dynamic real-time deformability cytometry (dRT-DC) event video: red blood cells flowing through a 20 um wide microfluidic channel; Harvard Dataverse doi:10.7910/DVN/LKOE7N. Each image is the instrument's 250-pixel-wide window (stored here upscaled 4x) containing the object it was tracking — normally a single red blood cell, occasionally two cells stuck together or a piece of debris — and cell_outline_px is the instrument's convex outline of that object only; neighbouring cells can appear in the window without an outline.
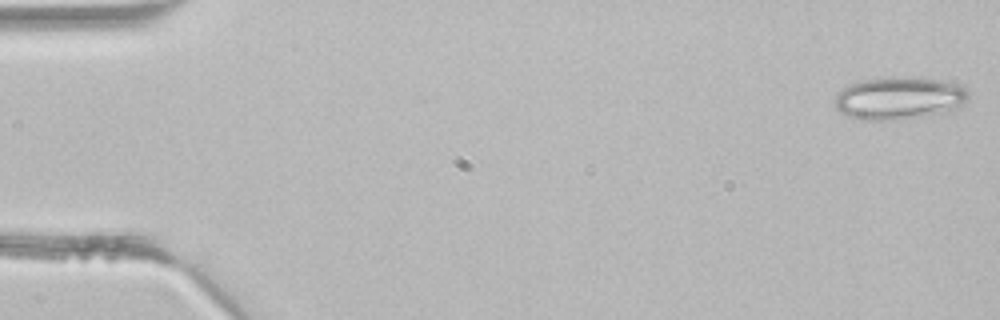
{"species": "common noctule bat (a hibernating species)", "species_latin": "Nyctalus noctula", "temperature_condition": "room temperature", "stored_images_in_passage": 43, "camera_frame_rate_fps": 3000, "um_per_image_px": 0.085, "animal": {"sex": "male", "body_mass_g": 21.5, "forearm_length_mm": 52.0}, "frame": {"image": 1, "passage_image": 1, "time_ms": 0.0, "image_size_px": [1000, 320], "cell_outline_px": [[968, 96], [964, 104], [956, 108], [940, 112], [900, 120], [864, 120], [848, 116], [840, 112], [836, 108], [836, 92], [852, 84], [864, 80], [888, 76], [912, 76], [940, 80], [956, 84], [964, 88], [968, 92]], "centroid_in_image_um": [76.4, 8.33], "position_along_channel_um": 8.6, "area_um2": 33.06}}
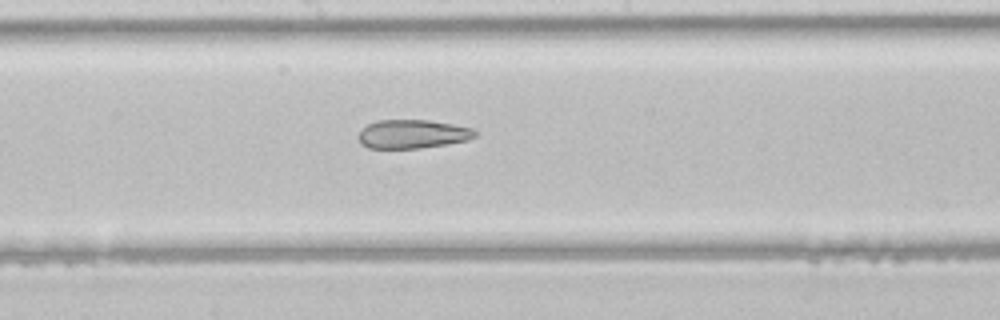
{"frame": {"image": 2, "passage_image": 23, "time_ms": 7.333, "image_size_px": [1000, 320], "cell_outline_px": [[476, 136], [468, 140], [448, 144], [420, 148], [368, 148], [360, 144], [360, 132], [368, 124], [376, 120], [428, 120], [452, 124], [472, 128], [476, 132]], "centroid_in_image_um": [35.08, 11.4], "position_along_channel_um": 213.1, "area_um2": 19.42}}
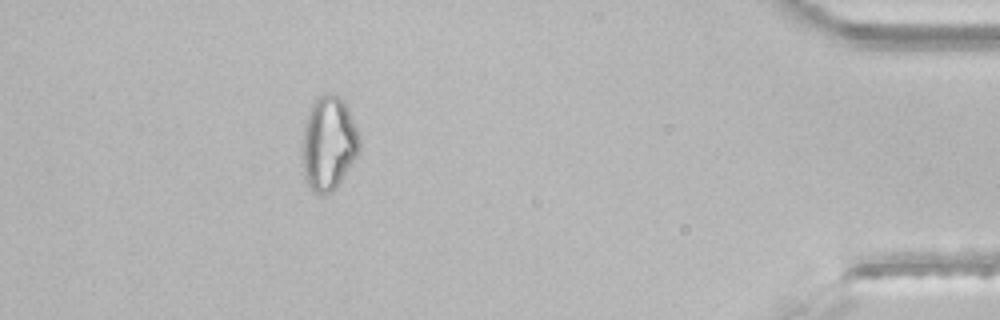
{"frame": {"image": 3, "passage_image": 39, "time_ms": 12.667, "image_size_px": [1000, 320], "cell_outline_px": [[360, 148], [356, 156], [336, 188], [332, 192], [312, 192], [304, 180], [304, 128], [308, 108], [316, 96], [324, 92], [328, 92], [340, 96], [344, 100], [348, 108], [356, 128], [360, 140]], "centroid_in_image_um": [27.93, 12.12], "position_along_channel_um": 407.3, "area_um2": 31.15}}